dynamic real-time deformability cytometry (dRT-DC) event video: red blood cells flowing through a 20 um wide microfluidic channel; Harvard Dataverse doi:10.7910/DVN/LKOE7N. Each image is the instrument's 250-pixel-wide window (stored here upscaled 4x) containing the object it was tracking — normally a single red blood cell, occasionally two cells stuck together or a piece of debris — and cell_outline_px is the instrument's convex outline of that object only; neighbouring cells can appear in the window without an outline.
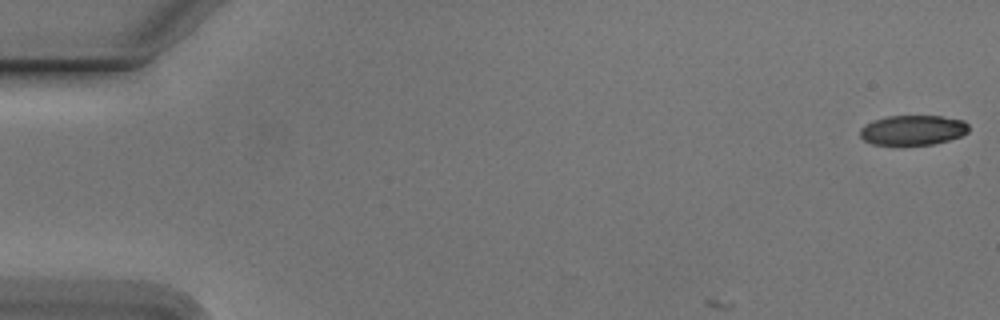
{"species": "Egyptian fruit bat (a non-hibernating species)", "species_latin": "Rousettus aegyptiacus", "temperature_condition": "cold", "stored_images_in_passage": 11, "camera_frame_rate_fps": 3000, "um_per_image_px": 0.085, "animal": {"sex": "male"}, "frame": {"image": 1, "passage_image": 1, "time_ms": 0.0, "image_size_px": [1000, 320], "cell_outline_px": [[968, 132], [960, 136], [948, 140], [932, 144], [872, 144], [864, 140], [860, 136], [860, 128], [864, 124], [872, 120], [884, 116], [940, 116], [964, 120], [968, 124]], "centroid_in_image_um": [77.56, 11.04], "position_along_channel_um": 7.4, "area_um2": 18.9}}